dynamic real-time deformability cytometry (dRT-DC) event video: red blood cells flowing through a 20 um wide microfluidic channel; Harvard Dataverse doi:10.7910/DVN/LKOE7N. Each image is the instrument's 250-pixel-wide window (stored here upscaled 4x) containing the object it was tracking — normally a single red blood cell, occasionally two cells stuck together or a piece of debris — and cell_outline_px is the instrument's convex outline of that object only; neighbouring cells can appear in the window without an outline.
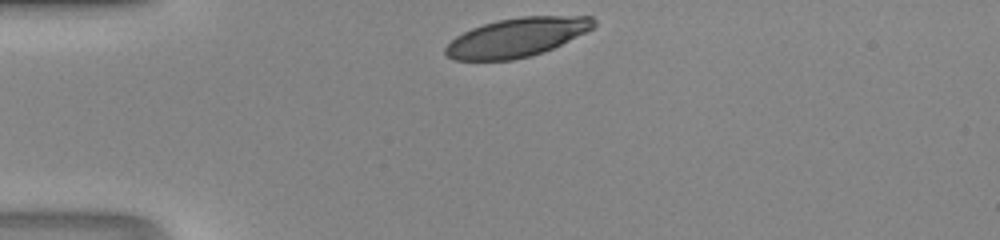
{"species": "human", "species_latin": "Homo sapiens", "temperature_condition": "room temperature", "stored_images_in_passage": 27, "camera_frame_rate_fps": 3000, "um_per_image_px": 0.085, "donor": {"sex": "male"}, "frame": {"image": 1, "passage_image": 1, "time_ms": 0.0, "image_size_px": [1000, 240], "cell_outline_px": [[596, 24], [592, 28], [544, 52], [532, 56], [512, 60], [456, 60], [448, 56], [444, 52], [444, 48], [456, 36], [472, 28], [484, 24], [500, 20], [520, 16], [592, 16], [596, 20]], "centroid_in_image_um": [43.92, 3.18], "position_along_channel_um": 41.1, "area_um2": 33.29}}
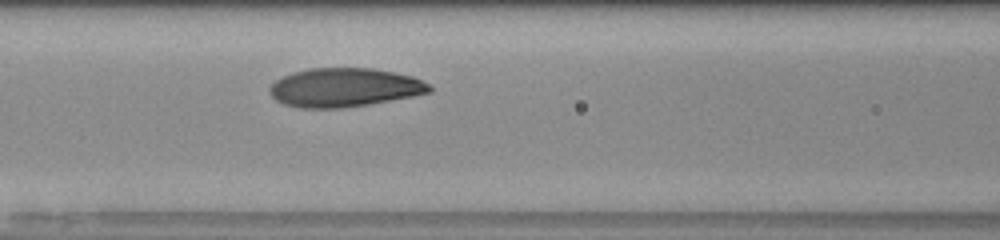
{"frame": {"image": 2, "passage_image": 10, "time_ms": 3.0, "image_size_px": [1000, 240], "cell_outline_px": [[432, 92], [412, 96], [368, 104], [340, 108], [300, 108], [284, 104], [276, 100], [268, 92], [268, 88], [276, 80], [292, 72], [308, 68], [372, 68], [412, 76], [428, 84], [432, 88]], "centroid_in_image_um": [29.24, 7.44], "position_along_channel_um": 137.4, "area_um2": 36.01}}
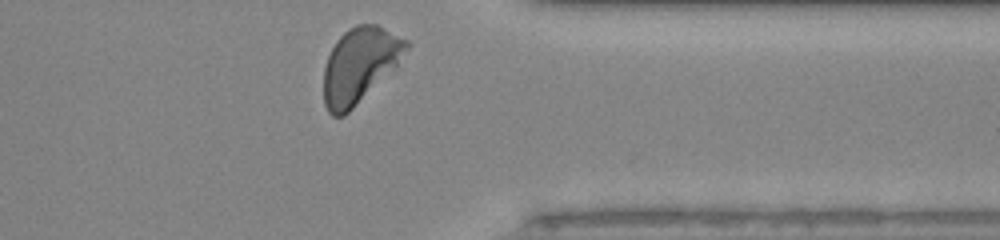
{"frame": {"image": 3, "passage_image": 27, "time_ms": 8.667, "image_size_px": [1000, 240], "cell_outline_px": [[412, 44], [396, 68], [344, 116], [332, 116], [328, 112], [324, 104], [324, 68], [328, 56], [336, 40], [348, 28], [356, 24], [376, 24], [408, 40]], "centroid_in_image_um": [30.6, 5.53], "position_along_channel_um": 380.8, "area_um2": 36.41}}